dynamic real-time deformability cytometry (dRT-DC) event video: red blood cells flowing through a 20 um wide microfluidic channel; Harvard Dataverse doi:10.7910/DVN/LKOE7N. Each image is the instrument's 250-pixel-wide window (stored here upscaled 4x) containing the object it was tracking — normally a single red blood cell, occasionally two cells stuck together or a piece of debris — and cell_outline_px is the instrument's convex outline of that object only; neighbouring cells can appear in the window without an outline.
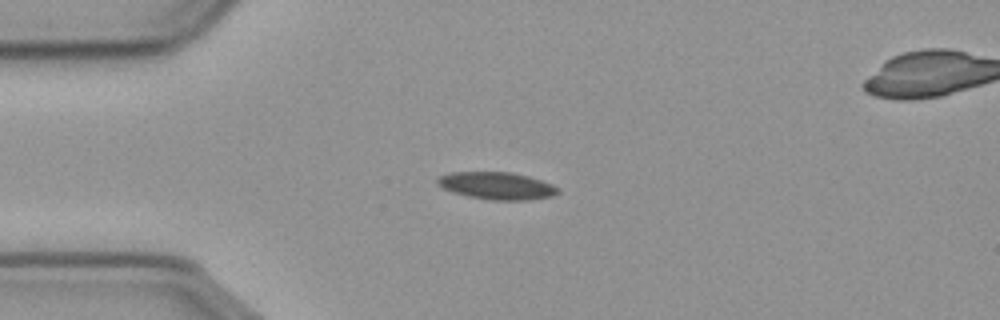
{"species": "common noctule bat (a hibernating species)", "species_latin": "Nyctalus noctula", "temperature_condition": "cold", "stored_images_in_passage": 45, "camera_frame_rate_fps": 3000, "um_per_image_px": 0.085, "animal": {"sex": "male", "body_mass_g": 23.1, "forearm_length_mm": 52.7}, "frame": {"image": 1, "passage_image": 1, "time_ms": 0.0, "image_size_px": [1000, 320], "cell_outline_px": [[560, 192], [552, 196], [528, 200], [488, 200], [468, 196], [452, 192], [436, 184], [436, 180], [440, 176], [448, 172], [512, 172], [528, 176], [552, 184], [560, 188]], "centroid_in_image_um": [42.23, 15.79], "position_along_channel_um": 42.8, "area_um2": 19.31}}
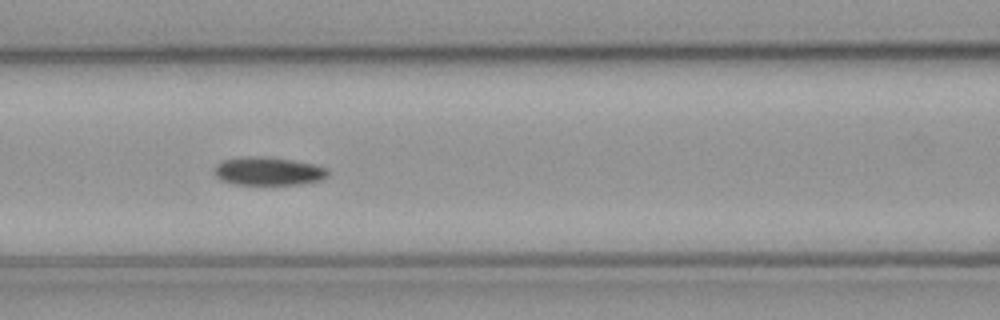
{"frame": {"image": 2, "passage_image": 11, "time_ms": 3.333, "image_size_px": [1000, 320], "cell_outline_px": [[328, 176], [320, 180], [300, 184], [232, 184], [220, 180], [212, 172], [216, 164], [224, 160], [244, 156], [264, 156], [292, 160], [312, 164], [328, 168]], "centroid_in_image_um": [22.76, 14.54], "position_along_channel_um": 143.8, "area_um2": 18.79}}
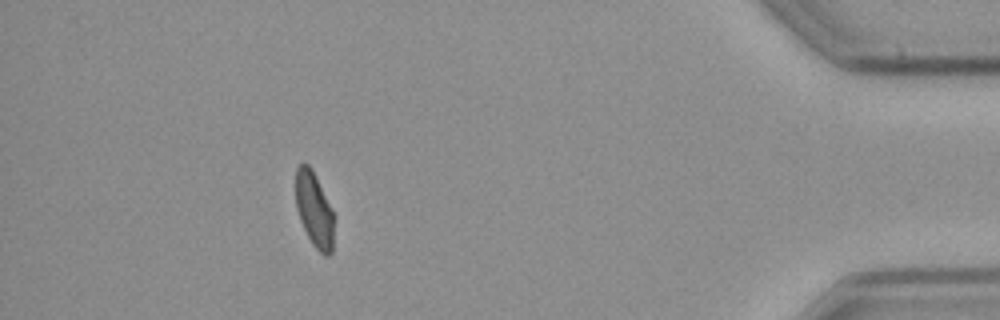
{"frame": {"image": 3, "passage_image": 38, "time_ms": 12.333, "image_size_px": [1000, 320], "cell_outline_px": [[336, 216], [332, 252], [328, 256], [324, 256], [312, 244], [300, 220], [296, 208], [296, 168], [300, 164], [308, 164], [312, 168]], "centroid_in_image_um": [26.75, 17.85], "position_along_channel_um": 408.4, "area_um2": 17.11}}